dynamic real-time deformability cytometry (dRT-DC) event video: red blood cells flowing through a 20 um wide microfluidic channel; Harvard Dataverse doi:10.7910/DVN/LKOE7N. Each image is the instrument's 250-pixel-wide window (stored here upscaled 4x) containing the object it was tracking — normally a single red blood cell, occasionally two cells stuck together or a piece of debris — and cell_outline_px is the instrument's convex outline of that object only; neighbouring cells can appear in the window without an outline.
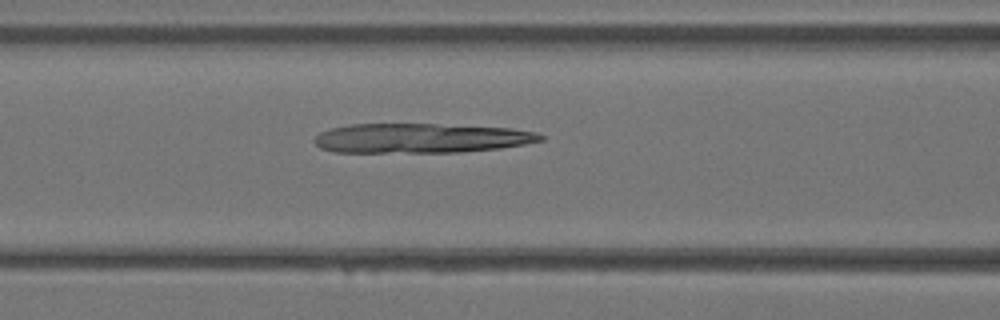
{"species": "Egyptian fruit bat (a non-hibernating species)", "species_latin": "Rousettus aegyptiacus", "temperature_condition": "warm", "stored_images_in_passage": 34, "camera_frame_rate_fps": 3000, "um_per_image_px": 0.085, "animal": {"sex": "female"}, "frame": {"image": 1, "passage_image": 14, "time_ms": 4.333, "image_size_px": [1000, 320], "cell_outline_px": [[544, 140], [524, 144], [500, 148], [460, 152], [336, 152], [320, 148], [312, 140], [320, 132], [332, 128], [348, 124], [436, 124], [512, 128], [536, 132], [544, 136]], "centroid_in_image_um": [35.77, 11.74], "position_along_channel_um": 130.8, "area_um2": 39.02}}
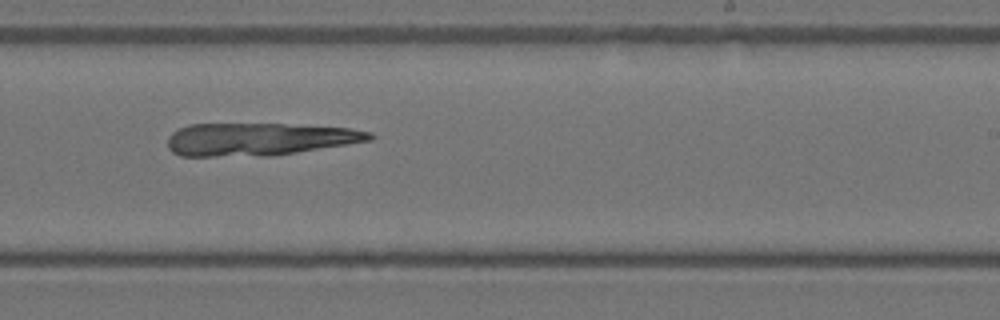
{"frame": {"image": 2, "passage_image": 21, "time_ms": 6.667, "image_size_px": [1000, 320], "cell_outline_px": [[376, 136], [372, 140], [272, 156], [180, 156], [172, 152], [168, 148], [168, 136], [172, 132], [188, 124], [284, 124], [348, 128], [372, 132]], "centroid_in_image_um": [22.0, 11.83], "position_along_channel_um": 267.0, "area_um2": 38.49}}
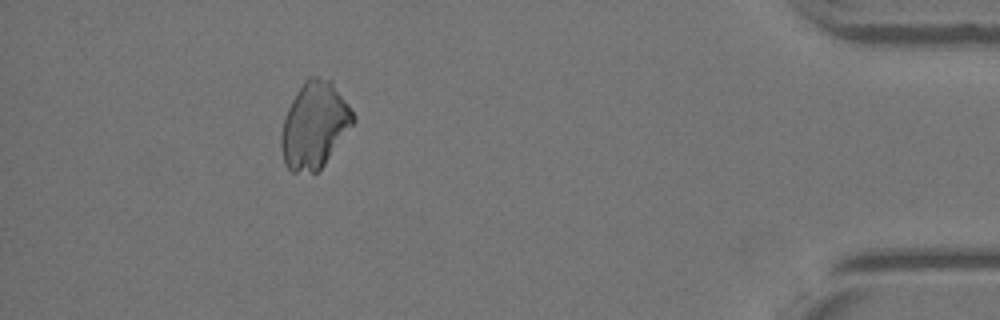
{"frame": {"image": 3, "passage_image": 31, "time_ms": 10.0, "image_size_px": [1000, 320], "cell_outline_px": [[356, 120], [324, 164], [316, 172], [292, 172], [284, 164], [280, 148], [280, 136], [284, 116], [296, 92], [304, 80], [308, 76], [316, 76], [332, 80], [356, 116]], "centroid_in_image_um": [26.71, 10.62], "position_along_channel_um": 408.5, "area_um2": 36.3}}